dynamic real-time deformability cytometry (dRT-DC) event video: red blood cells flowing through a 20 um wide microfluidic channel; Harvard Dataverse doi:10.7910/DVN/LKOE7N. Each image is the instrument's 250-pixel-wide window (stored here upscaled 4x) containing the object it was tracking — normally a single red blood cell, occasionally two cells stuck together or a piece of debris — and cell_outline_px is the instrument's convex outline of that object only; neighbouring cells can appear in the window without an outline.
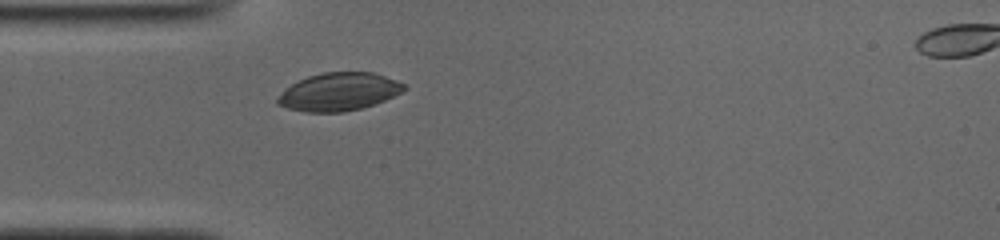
{"species": "common noctule bat (a hibernating species)", "species_latin": "Nyctalus noctula", "temperature_condition": "cold", "stored_images_in_passage": 20, "camera_frame_rate_fps": 3000, "um_per_image_px": 0.085, "animal": {"sex": "male", "body_mass_g": 19.0, "forearm_length_mm": 50.8}, "frame": {"image": 1, "passage_image": 1, "time_ms": 0.0, "image_size_px": [1000, 240], "cell_outline_px": [[408, 88], [384, 100], [360, 108], [344, 112], [308, 112], [288, 108], [276, 104], [276, 96], [284, 88], [308, 76], [324, 72], [372, 72], [408, 84]], "centroid_in_image_um": [28.78, 7.8], "position_along_channel_um": 56.2, "area_um2": 27.92}}